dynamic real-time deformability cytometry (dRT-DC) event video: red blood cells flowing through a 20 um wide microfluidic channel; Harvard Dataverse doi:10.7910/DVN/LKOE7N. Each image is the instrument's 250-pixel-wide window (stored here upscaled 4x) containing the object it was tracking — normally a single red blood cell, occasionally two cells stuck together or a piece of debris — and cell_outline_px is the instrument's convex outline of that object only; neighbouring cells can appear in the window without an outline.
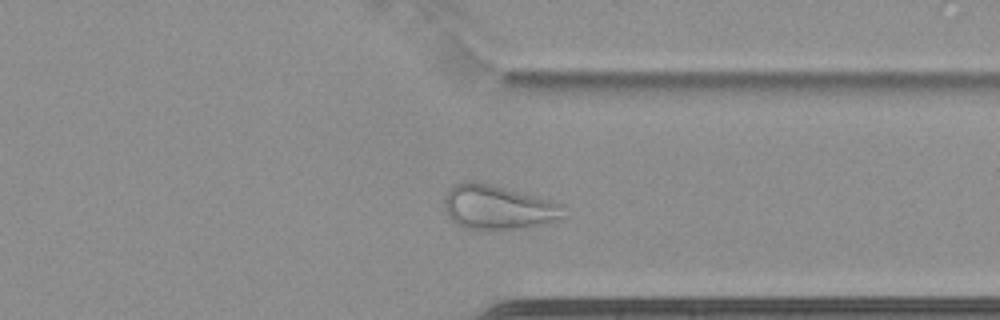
{"species": "common noctule bat (a hibernating species)", "species_latin": "Nyctalus noctula", "temperature_condition": "cold", "stored_images_in_passage": 65, "camera_frame_rate_fps": 3000, "um_per_image_px": 0.085, "animal": {"sex": "female", "body_mass_g": 22.7, "forearm_length_mm": 54.2}, "frame": {"image": 1, "passage_image": 52, "time_ms": 17.0, "image_size_px": [1000, 320], "cell_outline_px": [[564, 216], [528, 228], [488, 232], [464, 228], [456, 224], [448, 216], [444, 208], [444, 196], [448, 188], [464, 180], [472, 180], [492, 184], [536, 196], [564, 204]], "centroid_in_image_um": [42.26, 17.64], "position_along_channel_um": 369.1, "area_um2": 31.62}}
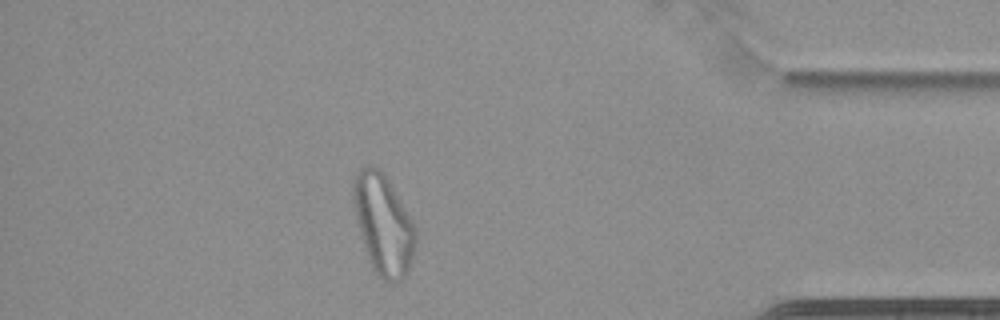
{"frame": {"image": 2, "passage_image": 58, "time_ms": 19.0, "image_size_px": [1000, 320], "cell_outline_px": [[416, 244], [408, 272], [400, 280], [392, 284], [376, 276], [372, 268], [364, 248], [356, 216], [352, 196], [352, 180], [356, 172], [360, 168], [368, 164], [380, 168], [384, 172], [412, 220], [416, 232]], "centroid_in_image_um": [32.57, 19.06], "position_along_channel_um": 402.6, "area_um2": 36.59}}